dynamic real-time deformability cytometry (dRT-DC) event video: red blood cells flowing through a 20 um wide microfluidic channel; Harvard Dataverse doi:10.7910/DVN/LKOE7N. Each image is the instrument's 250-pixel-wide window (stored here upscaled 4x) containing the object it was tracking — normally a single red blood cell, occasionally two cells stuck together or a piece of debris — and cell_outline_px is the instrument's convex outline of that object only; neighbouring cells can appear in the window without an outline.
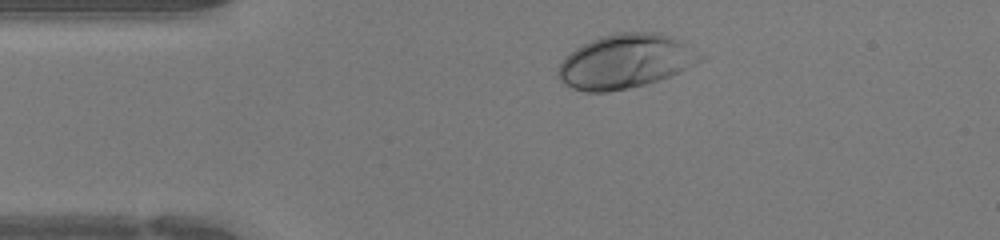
{"species": "human", "species_latin": "Homo sapiens", "temperature_condition": "warm", "stored_images_in_passage": 30, "camera_frame_rate_fps": 3000, "um_per_image_px": 0.085, "donor": {"sex": "female"}, "frame": {"image": 1, "passage_image": 1, "time_ms": 0.0, "image_size_px": [1000, 240], "cell_outline_px": [[704, 60], [680, 72], [644, 84], [628, 88], [608, 92], [588, 92], [572, 88], [564, 84], [560, 80], [560, 64], [576, 48], [600, 36], [616, 32], [660, 32], [676, 36], [704, 56]], "centroid_in_image_um": [53.24, 5.19], "position_along_channel_um": 31.8, "area_um2": 44.62}}
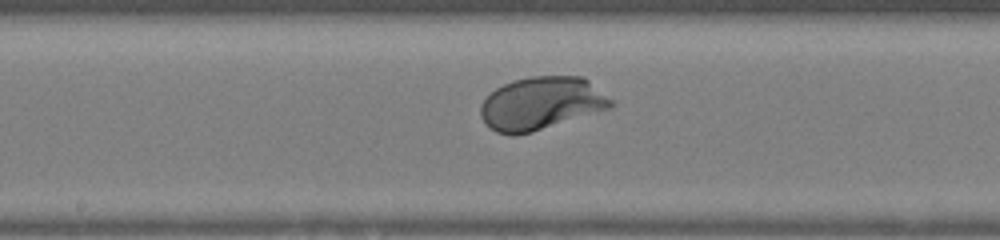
{"frame": {"image": 2, "passage_image": 15, "time_ms": 4.667, "image_size_px": [1000, 240], "cell_outline_px": [[616, 104], [612, 108], [532, 132], [516, 136], [512, 136], [496, 132], [488, 128], [484, 124], [480, 116], [480, 104], [496, 88], [512, 80], [532, 76], [584, 76], [612, 100]], "centroid_in_image_um": [46.0, 8.8], "position_along_channel_um": 202.2, "area_um2": 40.58}}
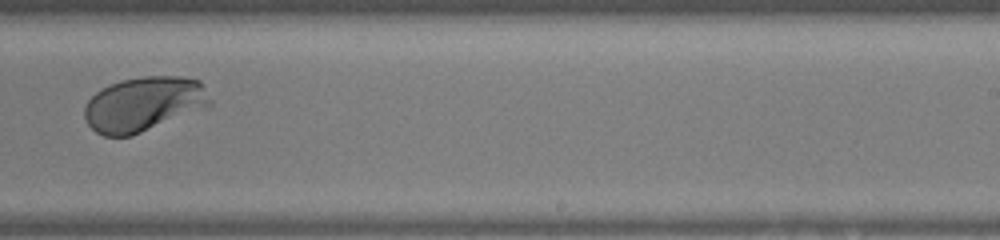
{"frame": {"image": 3, "passage_image": 20, "time_ms": 6.333, "image_size_px": [1000, 240], "cell_outline_px": [[212, 104], [132, 136], [104, 136], [96, 132], [84, 120], [84, 104], [100, 88], [120, 80], [144, 76], [184, 76], [200, 80], [212, 100]], "centroid_in_image_um": [12.18, 8.83], "position_along_channel_um": 276.8, "area_um2": 40.0}}